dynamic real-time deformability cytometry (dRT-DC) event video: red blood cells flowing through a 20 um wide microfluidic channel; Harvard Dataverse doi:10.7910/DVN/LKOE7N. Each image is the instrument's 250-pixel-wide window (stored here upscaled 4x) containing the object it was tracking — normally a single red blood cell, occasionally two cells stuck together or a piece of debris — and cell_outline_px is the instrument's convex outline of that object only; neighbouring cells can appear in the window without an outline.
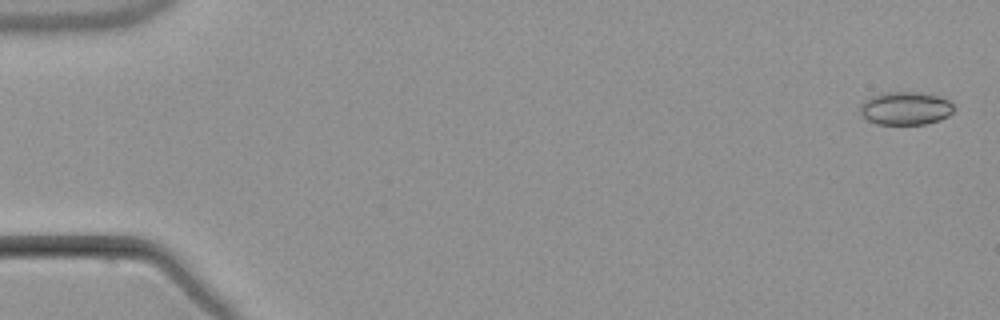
{"species": "common noctule bat (a hibernating species)", "species_latin": "Nyctalus noctula", "temperature_condition": "warm", "stored_images_in_passage": 6, "camera_frame_rate_fps": 3000, "um_per_image_px": 0.085, "animal": {"sex": "male", "body_mass_g": 21.5, "forearm_length_mm": 52.0}, "frame": {"image": 1, "passage_image": 1, "time_ms": 0.0, "image_size_px": [1000, 320], "cell_outline_px": [[952, 112], [948, 116], [940, 120], [924, 124], [876, 124], [860, 116], [860, 104], [864, 100], [880, 92], [916, 92], [936, 96], [948, 100], [952, 104]], "centroid_in_image_um": [76.9, 9.21], "position_along_channel_um": 8.1, "area_um2": 18.09}}
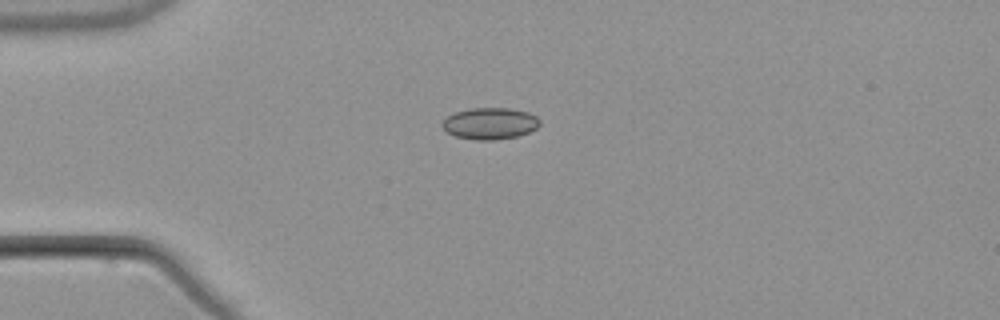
{"frame": {"image": 2, "passage_image": 4, "time_ms": 4.333, "image_size_px": [1000, 320], "cell_outline_px": [[540, 124], [536, 128], [528, 132], [516, 136], [492, 140], [476, 140], [456, 136], [448, 132], [440, 124], [452, 112], [472, 108], [512, 108], [528, 112], [536, 116], [540, 120]], "centroid_in_image_um": [41.64, 10.48], "position_along_channel_um": 43.4, "area_um2": 17.92}}
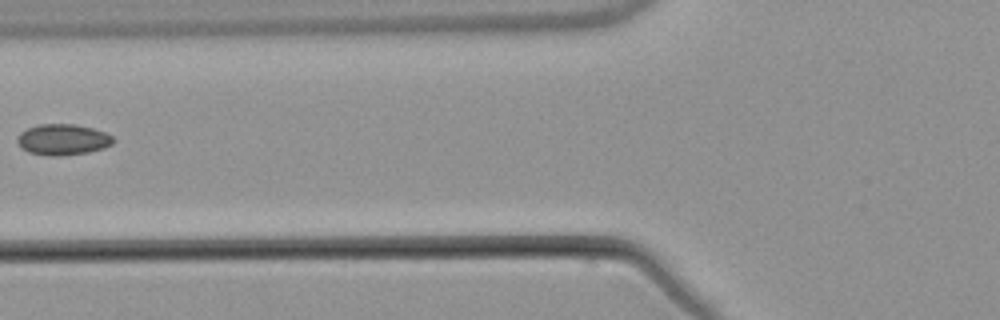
{"frame": {"image": 3, "passage_image": 6, "time_ms": 7.0, "image_size_px": [1000, 320], "cell_outline_px": [[116, 140], [112, 144], [104, 148], [88, 152], [60, 156], [48, 156], [28, 152], [20, 148], [16, 140], [20, 132], [28, 128], [40, 124], [76, 124], [92, 128], [104, 132], [112, 136]], "centroid_in_image_um": [5.33, 11.87], "position_along_channel_um": 120.5, "area_um2": 17.46}}